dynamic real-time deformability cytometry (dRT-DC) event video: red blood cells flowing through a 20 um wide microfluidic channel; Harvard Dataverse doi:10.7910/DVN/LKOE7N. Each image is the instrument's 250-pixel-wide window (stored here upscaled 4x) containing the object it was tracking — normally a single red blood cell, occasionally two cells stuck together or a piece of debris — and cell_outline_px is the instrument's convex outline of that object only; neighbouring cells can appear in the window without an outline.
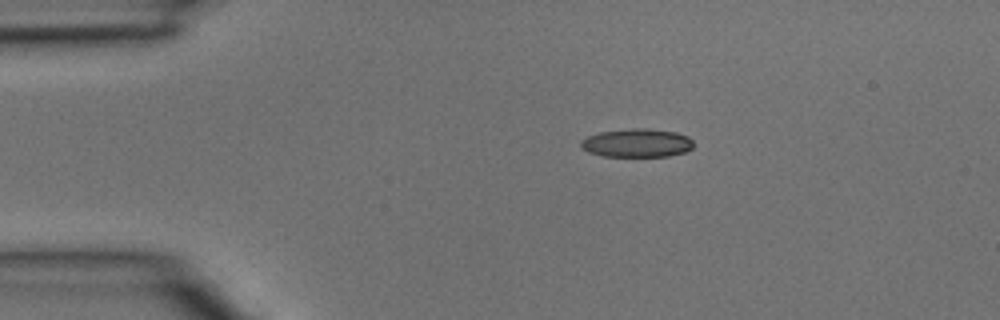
{"species": "common noctule bat (a hibernating species)", "species_latin": "Nyctalus noctula", "temperature_condition": "room temperature", "stored_images_in_passage": 2, "camera_frame_rate_fps": 3000, "um_per_image_px": 0.085, "animal": {"sex": "male", "body_mass_g": 15.6}, "frame": {"image": 1, "passage_image": 1, "time_ms": 0.0, "image_size_px": [1000, 320], "cell_outline_px": [[692, 148], [684, 152], [668, 156], [604, 156], [588, 152], [580, 148], [580, 140], [588, 136], [600, 132], [632, 128], [644, 128], [676, 132], [688, 136], [692, 140]], "centroid_in_image_um": [54.11, 12.15], "position_along_channel_um": 30.9, "area_um2": 18.67}}